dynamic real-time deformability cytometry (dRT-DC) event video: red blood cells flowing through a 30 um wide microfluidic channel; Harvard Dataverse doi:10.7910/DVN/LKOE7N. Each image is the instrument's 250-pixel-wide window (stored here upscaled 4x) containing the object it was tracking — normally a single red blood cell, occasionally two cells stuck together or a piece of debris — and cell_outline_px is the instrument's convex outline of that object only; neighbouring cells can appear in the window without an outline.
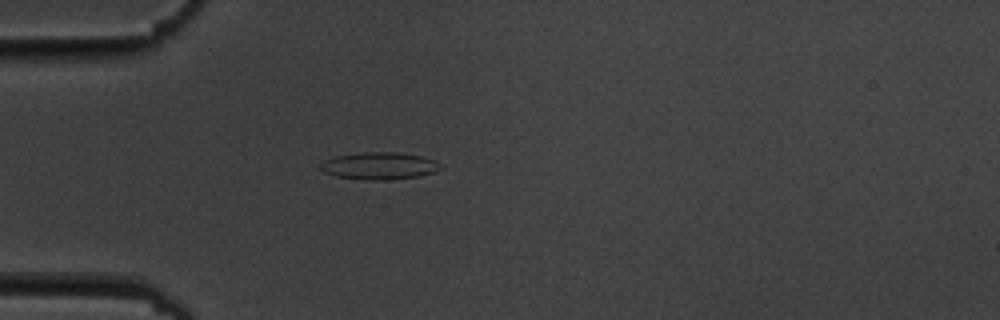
{"species": "common noctule bat (a hibernating species)", "species_latin": "Nyctalus noctula", "temperature_condition": "cold", "stored_images_in_passage": 4, "camera_frame_rate_fps": 3000, "um_per_image_px": 0.085, "animal": {"sex": "male", "body_mass_g": 19.5, "forearm_length_mm": 54.6}, "frame": {"image": 1, "passage_image": 3, "time_ms": 3.333, "image_size_px": [1000, 320], "cell_outline_px": [[444, 168], [436, 172], [416, 176], [388, 180], [372, 180], [336, 176], [324, 172], [320, 168], [320, 164], [324, 160], [336, 156], [364, 152], [396, 152], [420, 156], [436, 160]], "centroid_in_image_um": [32.27, 14.09], "position_along_channel_um": 52.7, "area_um2": 18.96}}